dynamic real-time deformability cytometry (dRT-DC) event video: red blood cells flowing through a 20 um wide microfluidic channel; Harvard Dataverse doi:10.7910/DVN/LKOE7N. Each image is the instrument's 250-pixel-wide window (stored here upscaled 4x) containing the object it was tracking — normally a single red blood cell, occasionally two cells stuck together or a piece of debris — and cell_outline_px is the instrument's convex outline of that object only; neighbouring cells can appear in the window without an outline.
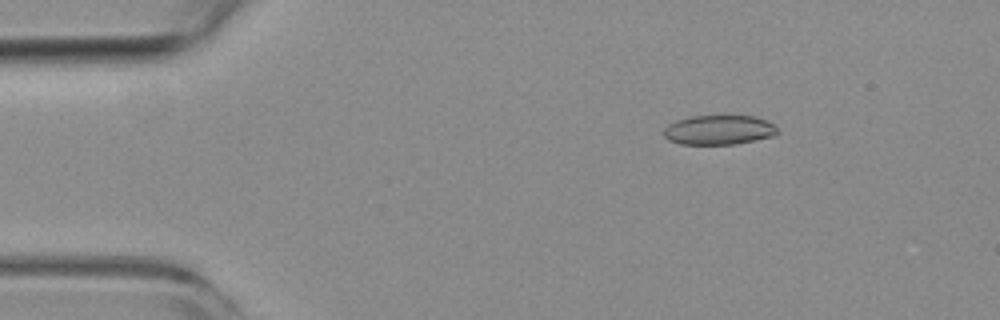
{"species": "common noctule bat (a hibernating species)", "species_latin": "Nyctalus noctula", "temperature_condition": "room temperature", "stored_images_in_passage": 57, "camera_frame_rate_fps": 3000, "um_per_image_px": 0.085, "animal": {"sex": "female", "body_mass_g": 19.3, "forearm_length_mm": 54.1}, "frame": {"image": 1, "passage_image": 9, "time_ms": 2.667, "image_size_px": [1000, 320], "cell_outline_px": [[776, 132], [772, 136], [736, 144], [680, 144], [668, 140], [664, 136], [664, 128], [668, 124], [676, 120], [688, 116], [752, 116], [768, 120], [776, 128]], "centroid_in_image_um": [61.05, 11.04], "position_along_channel_um": 23.9, "area_um2": 19.48}}
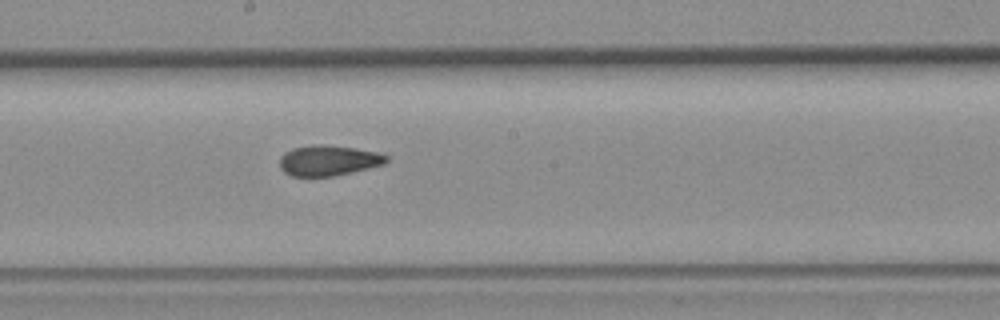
{"frame": {"image": 2, "passage_image": 31, "time_ms": 10.0, "image_size_px": [1000, 320], "cell_outline_px": [[388, 160], [384, 164], [352, 172], [332, 176], [292, 176], [284, 172], [280, 168], [280, 156], [284, 152], [292, 148], [316, 144], [324, 144], [388, 152]], "centroid_in_image_um": [27.97, 13.62], "position_along_channel_um": 220.2, "area_um2": 19.31}}
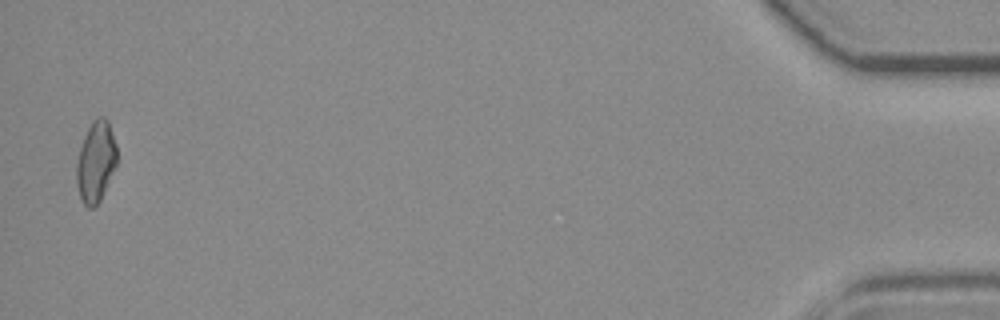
{"frame": {"image": 3, "passage_image": 56, "time_ms": 18.333, "image_size_px": [1000, 320], "cell_outline_px": [[116, 168], [100, 200], [92, 208], [88, 208], [80, 200], [76, 184], [76, 164], [80, 148], [84, 136], [92, 120], [96, 116], [104, 116], [108, 120], [116, 144]], "centroid_in_image_um": [8.14, 13.74], "position_along_channel_um": 427.1, "area_um2": 19.25}, "authors_computed_cell_mechanics": {"area_um2": 19.4786, "velocity_mm_per_s": 3.6561, "shape_relaxation_time_tau1_ms": null, "shape_relaxation_time_tau2_ms": 3.0536, "deformation_change_tau1": null, "deformation_change_tau2": 0.1046}}